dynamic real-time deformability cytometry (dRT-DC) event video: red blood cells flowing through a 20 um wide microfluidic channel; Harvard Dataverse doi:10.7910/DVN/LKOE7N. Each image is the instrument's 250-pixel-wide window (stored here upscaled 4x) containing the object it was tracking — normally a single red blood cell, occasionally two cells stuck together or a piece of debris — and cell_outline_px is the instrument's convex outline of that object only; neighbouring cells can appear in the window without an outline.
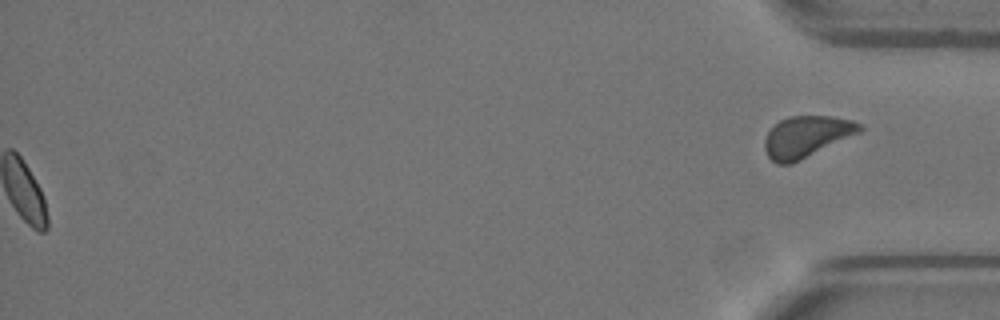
{"species": "Egyptian fruit bat (a non-hibernating species)", "species_latin": "Rousettus aegyptiacus", "temperature_condition": "warm", "stored_images_in_passage": 51, "segment_of_instrument_passage": [2, 2], "camera_frame_rate_fps": 3000, "um_per_image_px": 0.085, "animal": {"sex": "female"}, "frame": {"image": 1, "passage_image": 51, "time_ms": 16.667, "image_size_px": [1000, 320], "cell_outline_px": [[864, 128], [860, 132], [792, 164], [776, 164], [768, 156], [764, 148], [764, 140], [768, 132], [780, 120], [788, 116], [832, 116], [852, 120], [864, 124]], "centroid_in_image_um": [68.56, 11.61], "position_along_channel_um": 366.6, "area_um2": 22.89}}